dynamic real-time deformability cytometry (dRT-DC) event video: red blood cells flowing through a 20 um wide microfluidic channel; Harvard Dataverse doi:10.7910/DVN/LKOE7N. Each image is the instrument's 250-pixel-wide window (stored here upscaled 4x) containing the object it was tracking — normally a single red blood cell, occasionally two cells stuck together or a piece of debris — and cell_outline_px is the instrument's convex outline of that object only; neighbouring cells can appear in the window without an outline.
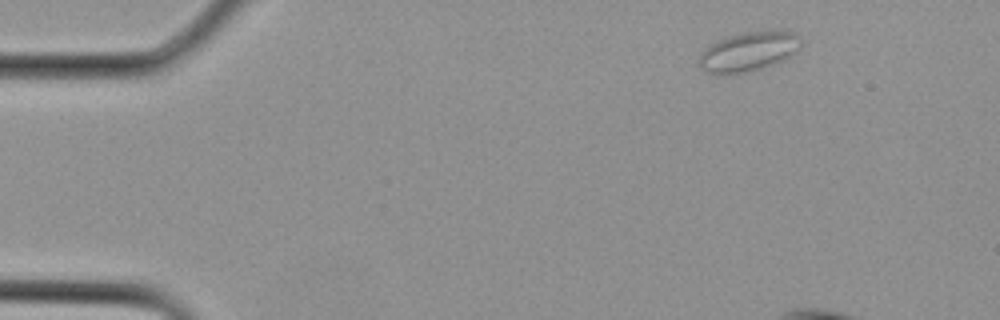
{"species": "Egyptian fruit bat (a non-hibernating species)", "species_latin": "Rousettus aegyptiacus", "temperature_condition": "cold", "stored_images_in_passage": 6, "camera_frame_rate_fps": 3000, "um_per_image_px": 0.085, "animal": {"sex": "female"}, "frame": {"image": 1, "passage_image": 1, "time_ms": 0.0, "image_size_px": [1000, 320], "cell_outline_px": [[800, 48], [792, 56], [784, 60], [764, 68], [748, 72], [724, 76], [708, 72], [700, 68], [700, 52], [704, 48], [728, 36], [748, 32], [788, 28], [800, 32]], "centroid_in_image_um": [63.71, 4.37], "position_along_channel_um": 21.3, "area_um2": 24.22}}